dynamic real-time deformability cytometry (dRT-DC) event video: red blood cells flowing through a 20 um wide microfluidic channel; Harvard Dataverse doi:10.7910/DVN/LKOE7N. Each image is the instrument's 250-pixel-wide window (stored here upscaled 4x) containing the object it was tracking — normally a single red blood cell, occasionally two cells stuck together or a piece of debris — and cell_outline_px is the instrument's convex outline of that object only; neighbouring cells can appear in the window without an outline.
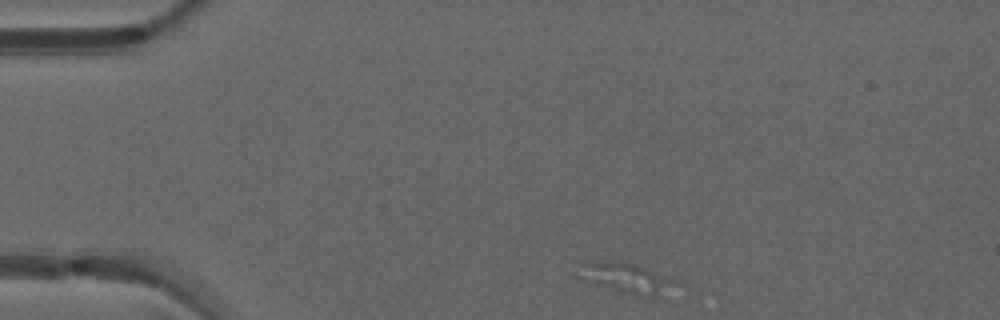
{"species": "common noctule bat (a hibernating species)", "species_latin": "Nyctalus noctula", "temperature_condition": "warm", "stored_images_in_passage": 7, "camera_frame_rate_fps": 3000, "um_per_image_px": 0.085, "animal": {"sex": "male", "forearm_length_mm": 52.5}, "frame": {"image": 1, "passage_image": 1, "time_ms": 0.0, "image_size_px": [1000, 320], "cell_outline_px": [[672, 280], [660, 296], [636, 296], [620, 292], [580, 280], [572, 272], [584, 264], [592, 260], [620, 260], [644, 268]], "centroid_in_image_um": [52.94, 23.6], "position_along_channel_um": 32.1, "area_um2": 16.7}}